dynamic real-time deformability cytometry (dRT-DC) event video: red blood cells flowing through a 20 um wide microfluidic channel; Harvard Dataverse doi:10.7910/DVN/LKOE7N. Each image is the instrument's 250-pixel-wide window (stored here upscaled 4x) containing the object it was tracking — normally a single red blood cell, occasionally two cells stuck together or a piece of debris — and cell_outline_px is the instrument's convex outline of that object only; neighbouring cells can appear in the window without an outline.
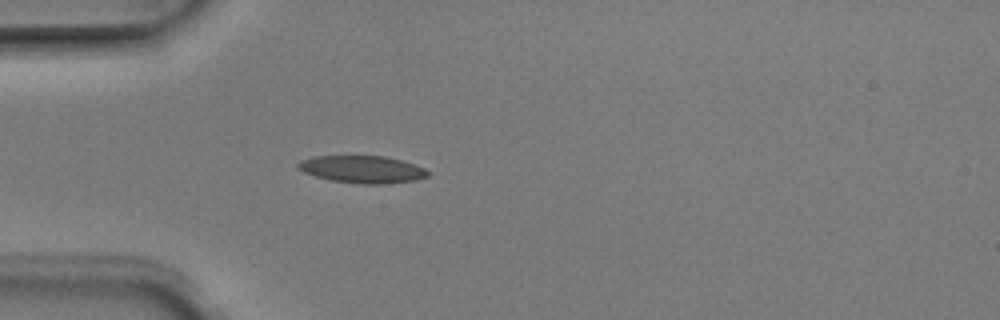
{"species": "Egyptian fruit bat (a non-hibernating species)", "species_latin": "Rousettus aegyptiacus", "temperature_condition": "room temperature", "stored_images_in_passage": 4, "camera_frame_rate_fps": 3000, "um_per_image_px": 0.085, "animal": {"sex": "male"}, "frame": {"image": 1, "passage_image": 4, "time_ms": 1.0, "image_size_px": [1000, 320], "cell_outline_px": [[432, 172], [428, 176], [416, 180], [380, 184], [364, 184], [332, 180], [316, 176], [304, 172], [296, 168], [296, 164], [300, 160], [312, 156], [384, 156], [416, 164]], "centroid_in_image_um": [30.8, 14.38], "position_along_channel_um": 54.2, "area_um2": 20.69}}